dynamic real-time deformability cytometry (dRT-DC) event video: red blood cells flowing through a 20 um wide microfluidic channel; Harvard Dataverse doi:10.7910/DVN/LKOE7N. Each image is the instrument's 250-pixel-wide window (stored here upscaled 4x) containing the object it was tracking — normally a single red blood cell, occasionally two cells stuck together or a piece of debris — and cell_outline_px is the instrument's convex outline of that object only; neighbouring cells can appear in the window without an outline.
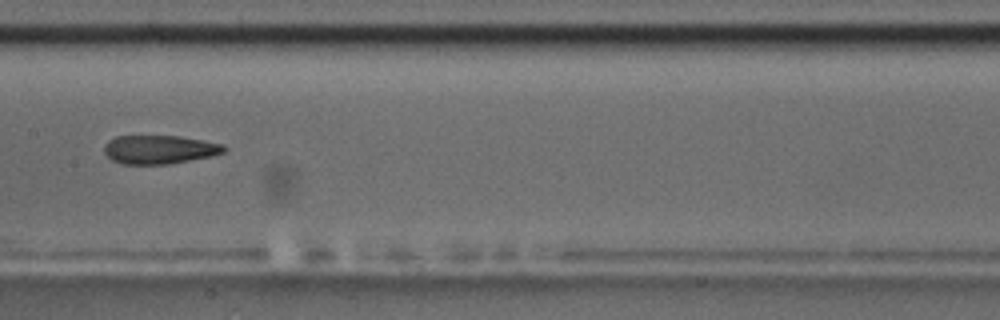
{"species": "common noctule bat (a hibernating species)", "species_latin": "Nyctalus noctula", "temperature_condition": "room temperature", "stored_images_in_passage": 8, "camera_frame_rate_fps": 3000, "um_per_image_px": 0.085, "animal": {"sex": "male", "body_mass_g": 17.5, "forearm_length_mm": 52.3}, "frame": {"image": 1, "passage_image": 5, "time_ms": 4.667, "image_size_px": [1000, 320], "cell_outline_px": [[228, 148], [224, 152], [208, 156], [168, 164], [124, 164], [112, 160], [104, 152], [104, 144], [108, 140], [116, 136], [180, 136], [204, 140], [224, 144]], "centroid_in_image_um": [13.54, 12.69], "position_along_channel_um": 193.9, "area_um2": 19.94}}